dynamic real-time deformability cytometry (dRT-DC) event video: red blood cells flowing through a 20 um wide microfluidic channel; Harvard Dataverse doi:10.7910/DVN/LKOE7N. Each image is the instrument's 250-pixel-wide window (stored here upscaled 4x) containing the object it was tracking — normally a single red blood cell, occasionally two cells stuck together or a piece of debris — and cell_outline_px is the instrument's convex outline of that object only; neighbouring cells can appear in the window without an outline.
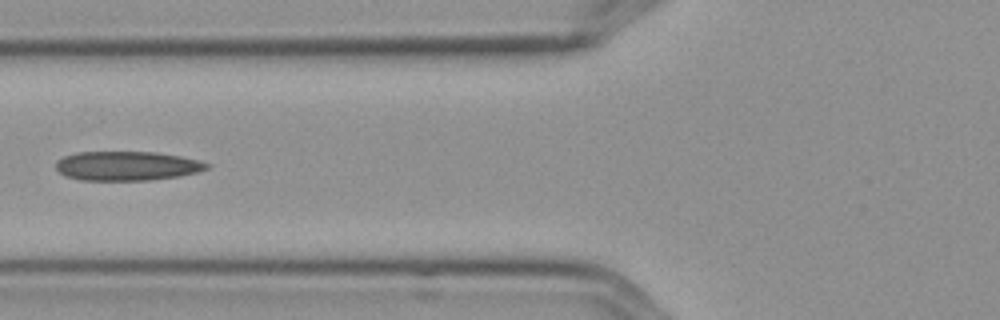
{"species": "Egyptian fruit bat (a non-hibernating species)", "species_latin": "Rousettus aegyptiacus", "temperature_condition": "cold", "stored_images_in_passage": 9, "camera_frame_rate_fps": 3000, "um_per_image_px": 0.085, "frame": {"image": 1, "passage_image": 6, "time_ms": 1.667, "image_size_px": [1000, 320], "cell_outline_px": [[212, 164], [208, 168], [196, 172], [176, 176], [148, 180], [80, 180], [64, 176], [56, 168], [56, 160], [64, 156], [76, 152], [156, 152], [180, 156], [200, 160]], "centroid_in_image_um": [10.77, 14.09], "position_along_channel_um": 115.0, "area_um2": 25.72}}
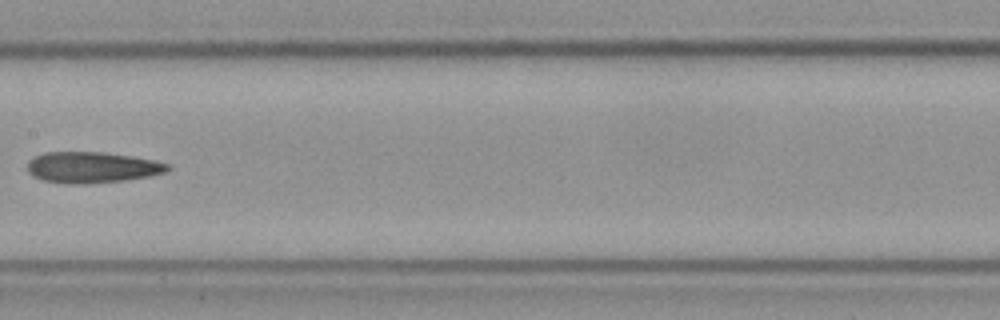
{"frame": {"image": 2, "passage_image": 8, "time_ms": 2.333, "image_size_px": [1000, 320], "cell_outline_px": [[172, 168], [164, 172], [148, 176], [124, 180], [88, 184], [68, 184], [44, 180], [32, 176], [28, 172], [28, 160], [44, 152], [104, 152], [132, 156], [152, 160], [168, 164]], "centroid_in_image_um": [7.79, 14.23], "position_along_channel_um": 199.6, "area_um2": 25.32}}
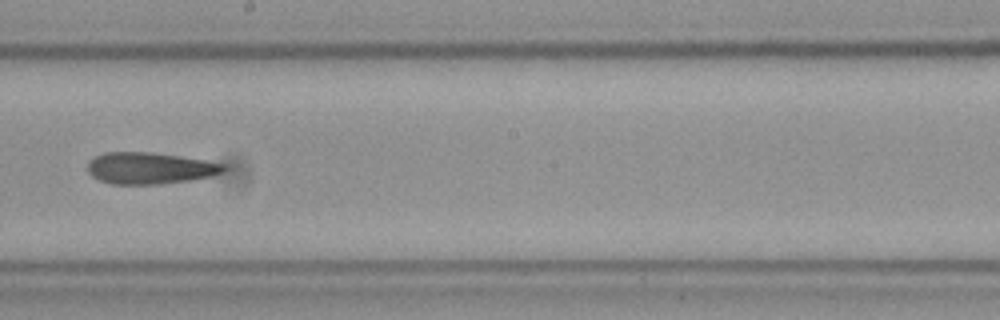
{"frame": {"image": 3, "passage_image": 9, "time_ms": 2.667, "image_size_px": [1000, 320], "cell_outline_px": [[228, 168], [224, 172], [212, 176], [192, 180], [160, 184], [112, 184], [100, 180], [92, 176], [88, 172], [88, 160], [104, 152], [152, 152], [180, 156], [228, 164]], "centroid_in_image_um": [12.78, 14.29], "position_along_channel_um": 235.4, "area_um2": 25.32}}